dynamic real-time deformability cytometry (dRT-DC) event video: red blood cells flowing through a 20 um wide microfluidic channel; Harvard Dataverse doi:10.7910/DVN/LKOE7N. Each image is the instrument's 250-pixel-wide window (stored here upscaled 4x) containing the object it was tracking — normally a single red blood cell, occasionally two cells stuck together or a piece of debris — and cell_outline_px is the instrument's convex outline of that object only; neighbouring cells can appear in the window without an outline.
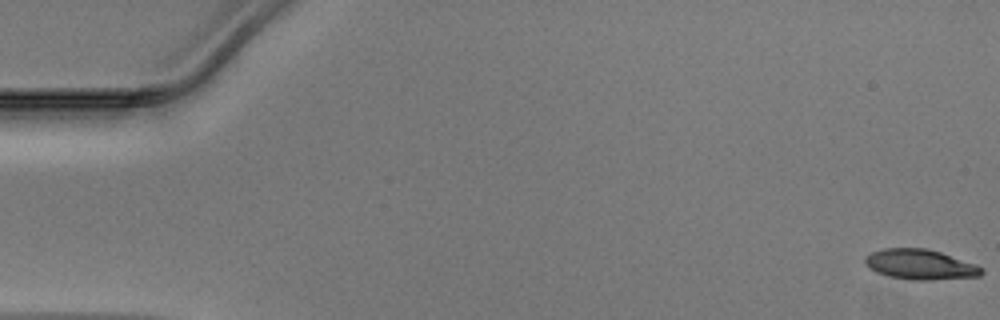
{"species": "Egyptian fruit bat (a non-hibernating species)", "species_latin": "Rousettus aegyptiacus", "temperature_condition": "warm", "stored_images_in_passage": 49, "camera_frame_rate_fps": 3000, "um_per_image_px": 0.085, "animal": {"sex": "male"}, "frame": {"image": 1, "passage_image": 1, "time_ms": 0.0, "image_size_px": [1000, 320], "cell_outline_px": [[984, 272], [980, 276], [924, 280], [912, 280], [888, 276], [876, 272], [868, 268], [864, 264], [864, 256], [872, 252], [884, 248], [924, 248], [940, 252], [976, 264], [984, 268]], "centroid_in_image_um": [78.19, 22.48], "position_along_channel_um": 6.8, "area_um2": 20.52}}
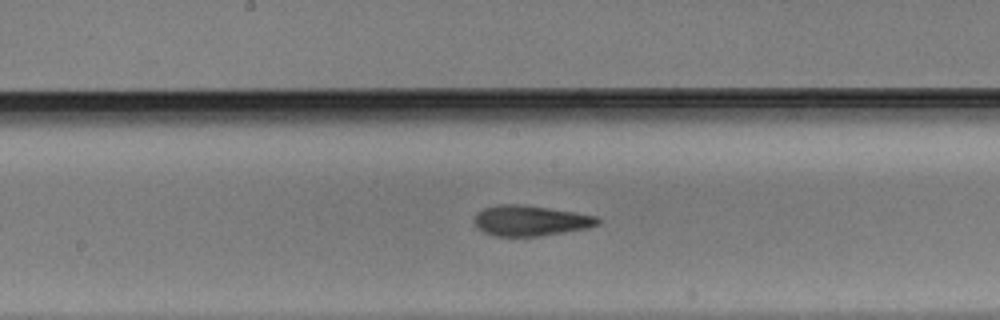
{"frame": {"image": 2, "passage_image": 26, "time_ms": 8.333, "image_size_px": [1000, 320], "cell_outline_px": [[600, 224], [588, 228], [540, 236], [496, 236], [484, 232], [472, 220], [476, 212], [484, 208], [500, 204], [524, 204], [576, 212], [600, 216]], "centroid_in_image_um": [45.12, 18.74], "position_along_channel_um": 203.1, "area_um2": 22.14}}
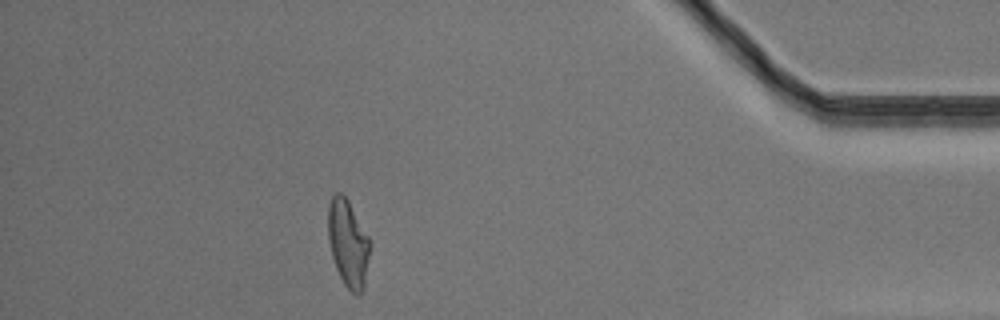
{"frame": {"image": 3, "passage_image": 44, "time_ms": 14.333, "image_size_px": [1000, 320], "cell_outline_px": [[372, 244], [364, 288], [360, 296], [356, 296], [344, 284], [336, 268], [332, 256], [328, 236], [328, 204], [332, 196], [336, 192], [340, 192], [348, 200], [368, 236]], "centroid_in_image_um": [29.61, 20.71], "position_along_channel_um": 405.6, "area_um2": 21.44}}